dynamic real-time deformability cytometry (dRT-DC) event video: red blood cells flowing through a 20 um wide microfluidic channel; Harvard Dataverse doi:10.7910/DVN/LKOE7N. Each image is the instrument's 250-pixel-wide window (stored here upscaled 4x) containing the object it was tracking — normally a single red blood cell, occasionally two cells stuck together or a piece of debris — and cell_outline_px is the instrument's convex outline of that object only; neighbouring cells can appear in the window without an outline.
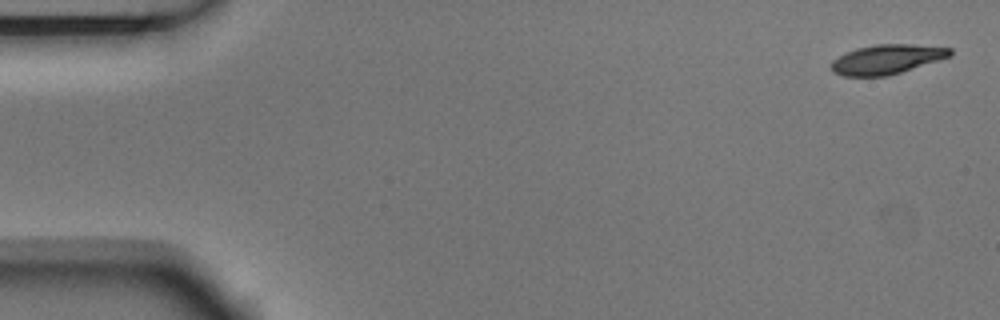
{"species": "Egyptian fruit bat (a non-hibernating species)", "species_latin": "Rousettus aegyptiacus", "temperature_condition": "room temperature", "stored_images_in_passage": 5, "camera_frame_rate_fps": 3000, "um_per_image_px": 0.085, "animal": {"sex": "male"}, "frame": {"image": 1, "passage_image": 1, "time_ms": 0.0, "image_size_px": [1000, 320], "cell_outline_px": [[952, 56], [940, 60], [888, 76], [844, 76], [832, 72], [828, 68], [828, 64], [832, 60], [856, 48], [876, 44], [912, 44], [952, 48]], "centroid_in_image_um": [75.36, 5.05], "position_along_channel_um": 9.6, "area_um2": 20.63}}
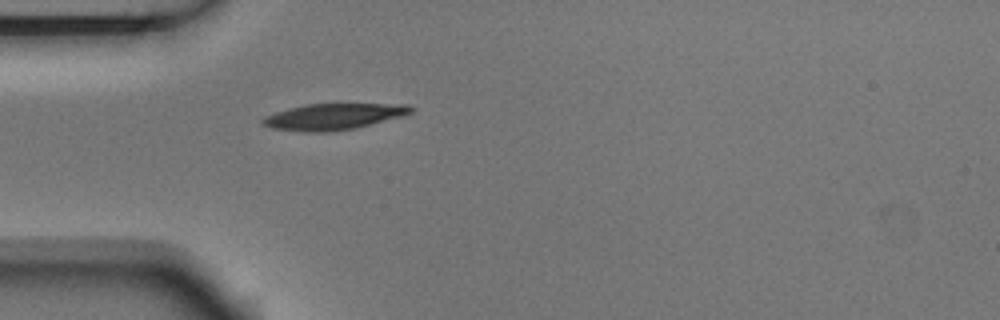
{"frame": {"image": 2, "passage_image": 5, "time_ms": 1.333, "image_size_px": [1000, 320], "cell_outline_px": [[412, 112], [400, 116], [356, 128], [328, 132], [304, 132], [272, 128], [260, 124], [260, 120], [264, 116], [288, 108], [304, 104], [408, 104], [412, 108]], "centroid_in_image_um": [28.26, 9.91], "position_along_channel_um": 56.7, "area_um2": 22.54}}